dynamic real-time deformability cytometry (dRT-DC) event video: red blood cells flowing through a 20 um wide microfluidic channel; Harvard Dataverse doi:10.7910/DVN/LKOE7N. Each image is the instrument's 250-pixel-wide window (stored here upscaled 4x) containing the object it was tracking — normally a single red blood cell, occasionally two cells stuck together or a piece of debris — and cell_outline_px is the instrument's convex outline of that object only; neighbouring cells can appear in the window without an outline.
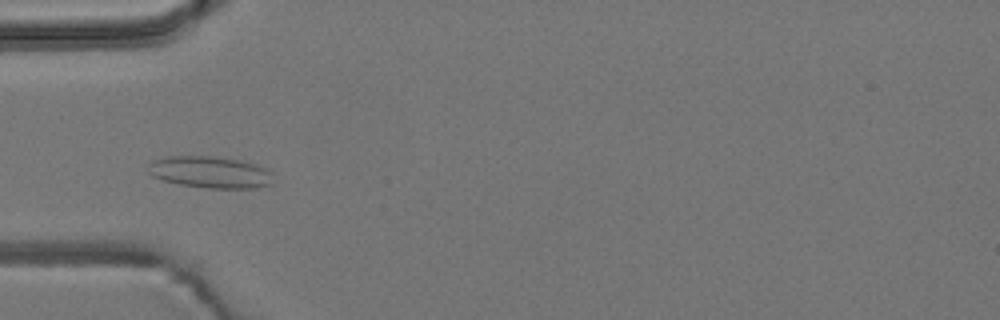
{"species": "common noctule bat (a hibernating species)", "species_latin": "Nyctalus noctula", "temperature_condition": "room temperature", "stored_images_in_passage": 53, "camera_frame_rate_fps": 3000, "um_per_image_px": 0.085, "animal": {"sex": "male", "body_mass_g": 19.2, "forearm_length_mm": 51.8}, "frame": {"image": 1, "passage_image": 16, "time_ms": 5.0, "image_size_px": [1000, 320], "cell_outline_px": [[272, 184], [252, 188], [208, 188], [180, 184], [164, 180], [152, 176], [148, 172], [148, 164], [152, 160], [168, 156], [216, 156], [240, 160], [256, 164], [272, 172]], "centroid_in_image_um": [17.85, 14.62], "position_along_channel_um": 67.1, "area_um2": 23.18}}
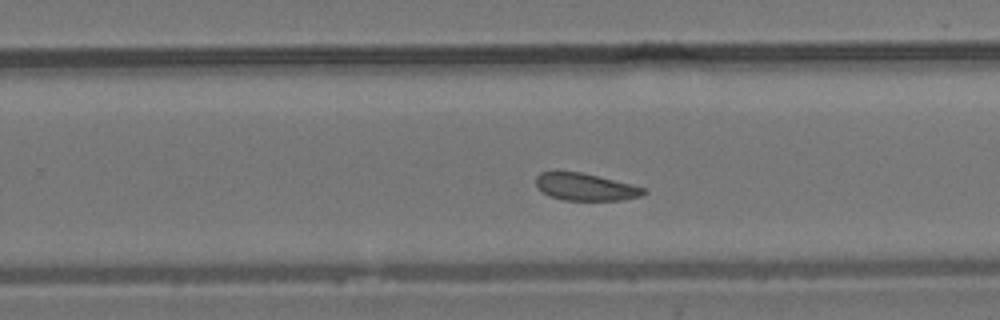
{"frame": {"image": 2, "passage_image": 33, "time_ms": 10.667, "image_size_px": [1000, 320], "cell_outline_px": [[648, 192], [640, 196], [620, 200], [564, 200], [548, 196], [536, 188], [536, 176], [540, 172], [580, 172], [632, 184], [648, 188]], "centroid_in_image_um": [49.77, 15.9], "position_along_channel_um": 280.0, "area_um2": 17.17}}
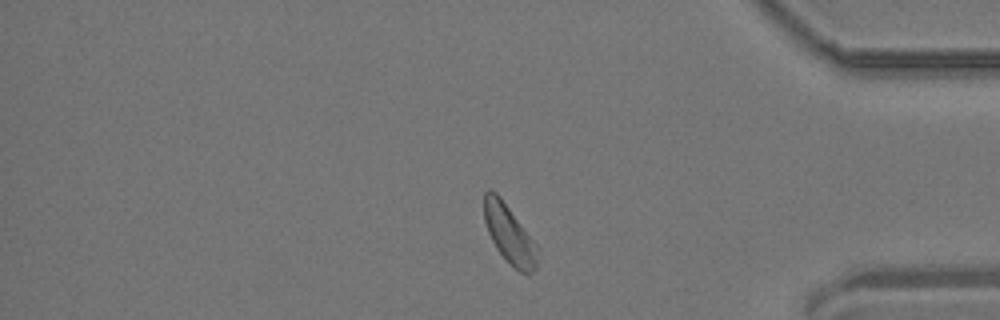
{"frame": {"image": 3, "passage_image": 44, "time_ms": 14.333, "image_size_px": [1000, 320], "cell_outline_px": [[536, 268], [532, 272], [520, 272], [496, 248], [488, 232], [484, 220], [484, 192], [488, 188], [496, 192], [500, 196], [536, 244]], "centroid_in_image_um": [43.25, 19.84], "position_along_channel_um": 392.0, "area_um2": 17.57}, "authors_computed_cell_mechanics": {"area_um2": 18.6116, "velocity_mm_per_s": 3.7671, "shape_relaxation_time_tau1_ms": null, "shape_relaxation_time_tau2_ms": 2.0268, "deformation_change_tau1": null, "deformation_change_tau2": 0.078}}